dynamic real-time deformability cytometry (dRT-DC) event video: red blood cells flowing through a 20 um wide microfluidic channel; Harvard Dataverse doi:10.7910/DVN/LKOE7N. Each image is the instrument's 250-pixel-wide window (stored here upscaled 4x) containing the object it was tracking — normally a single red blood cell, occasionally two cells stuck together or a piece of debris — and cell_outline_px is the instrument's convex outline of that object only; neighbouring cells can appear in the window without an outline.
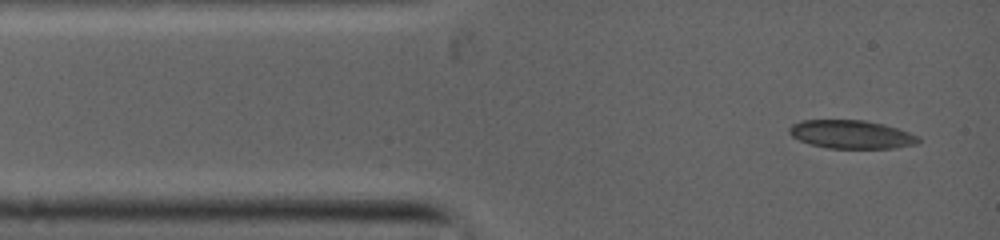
{"species": "common noctule bat (a hibernating species)", "species_latin": "Nyctalus noctula", "temperature_condition": "warm", "stored_images_in_passage": 11, "camera_frame_rate_fps": 5000, "um_per_image_px": 0.085, "animal": {"sex": "female", "body_mass_g": 19.0, "forearm_length_mm": 53.3}, "frame": {"image": 1, "passage_image": 1, "time_ms": 0.0, "image_size_px": [1000, 240], "cell_outline_px": [[920, 140], [912, 144], [888, 148], [828, 148], [812, 144], [800, 140], [792, 136], [788, 128], [792, 124], [800, 120], [864, 120], [896, 128], [908, 132], [916, 136]], "centroid_in_image_um": [72.28, 11.41], "position_along_channel_um": 12.7, "area_um2": 20.81}}
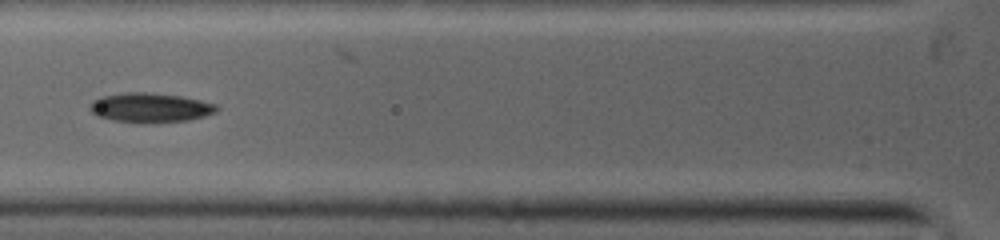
{"frame": {"image": 2, "passage_image": 6, "time_ms": 3.2, "image_size_px": [1000, 240], "cell_outline_px": [[216, 108], [212, 112], [204, 116], [188, 120], [144, 124], [116, 120], [100, 116], [92, 112], [88, 108], [96, 100], [104, 96], [128, 92], [144, 92], [180, 96], [200, 100], [212, 104]], "centroid_in_image_um": [12.75, 9.16], "position_along_channel_um": 113.1, "area_um2": 21.15}}
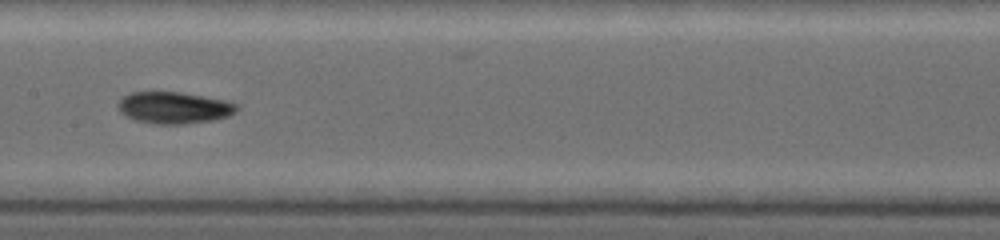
{"frame": {"image": 3, "passage_image": 9, "time_ms": 5.0, "image_size_px": [1000, 240], "cell_outline_px": [[236, 108], [232, 112], [224, 116], [212, 120], [176, 124], [164, 124], [140, 120], [128, 116], [120, 108], [120, 100], [124, 96], [132, 92], [176, 92], [224, 100], [236, 104]], "centroid_in_image_um": [14.78, 9.14], "position_along_channel_um": 192.6, "area_um2": 20.69}}